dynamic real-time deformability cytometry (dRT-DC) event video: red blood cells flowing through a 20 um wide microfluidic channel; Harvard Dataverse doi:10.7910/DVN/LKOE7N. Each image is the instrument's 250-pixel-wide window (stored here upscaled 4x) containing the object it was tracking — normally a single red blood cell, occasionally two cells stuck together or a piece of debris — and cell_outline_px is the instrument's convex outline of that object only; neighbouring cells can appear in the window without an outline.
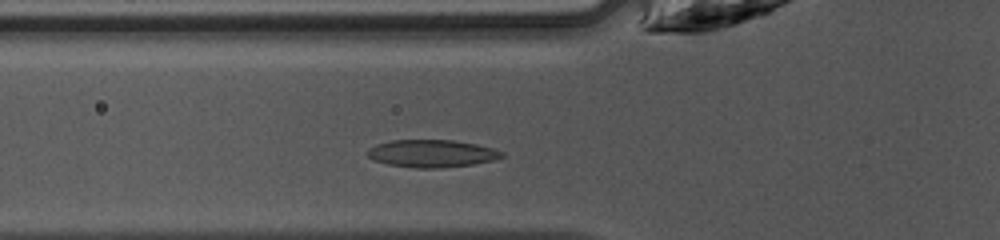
{"species": "common noctule bat (a hibernating species)", "species_latin": "Nyctalus noctula", "temperature_condition": "warm", "stored_images_in_passage": 26, "camera_frame_rate_fps": 3000, "um_per_image_px": 0.085, "animal": {"sex": "female", "body_mass_g": 10.0, "forearm_length_mm": 53.1}, "frame": {"image": 1, "passage_image": 3, "time_ms": 0.667, "image_size_px": [1000, 240], "cell_outline_px": [[504, 156], [492, 160], [472, 164], [440, 168], [416, 168], [388, 164], [372, 160], [368, 156], [368, 148], [376, 144], [392, 140], [452, 140], [476, 144], [492, 148], [504, 152]], "centroid_in_image_um": [36.68, 13.04], "position_along_channel_um": 89.1, "area_um2": 21.44}}
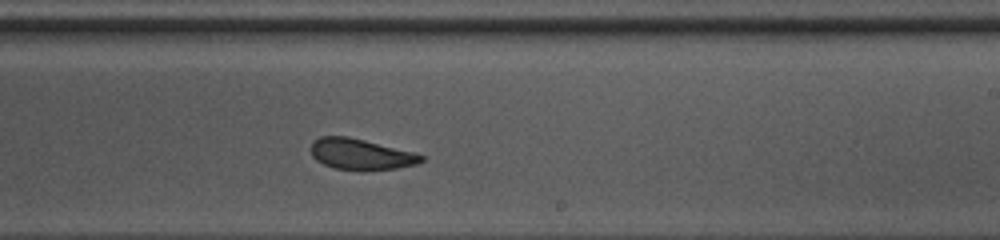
{"frame": {"image": 2, "passage_image": 15, "time_ms": 4.667, "image_size_px": [1000, 240], "cell_outline_px": [[424, 160], [416, 164], [396, 168], [364, 172], [360, 172], [336, 168], [324, 164], [316, 160], [312, 156], [308, 148], [312, 140], [320, 136], [348, 136], [416, 152], [424, 156]], "centroid_in_image_um": [30.64, 13.12], "position_along_channel_um": 258.4, "area_um2": 20.52}}
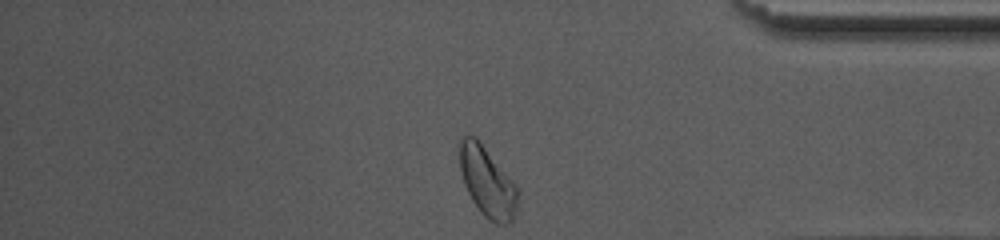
{"frame": {"image": 3, "passage_image": 26, "time_ms": 8.333, "image_size_px": [1000, 240], "cell_outline_px": [[516, 212], [512, 220], [508, 224], [496, 224], [488, 220], [480, 212], [472, 200], [464, 184], [460, 168], [460, 136], [476, 136], [480, 140], [512, 180], [516, 188]], "centroid_in_image_um": [41.4, 15.45], "position_along_channel_um": 393.8, "area_um2": 23.47}, "authors_computed_cell_mechanics": {"area_um2": 20.6346, "velocity_mm_per_s": 4.2131, "shape_relaxation_time_tau1_ms": 2.8782, "shape_relaxation_time_tau2_ms": 1.3501, "deformation_change_tau1": 0.1115, "deformation_change_tau2": 0.0739}}